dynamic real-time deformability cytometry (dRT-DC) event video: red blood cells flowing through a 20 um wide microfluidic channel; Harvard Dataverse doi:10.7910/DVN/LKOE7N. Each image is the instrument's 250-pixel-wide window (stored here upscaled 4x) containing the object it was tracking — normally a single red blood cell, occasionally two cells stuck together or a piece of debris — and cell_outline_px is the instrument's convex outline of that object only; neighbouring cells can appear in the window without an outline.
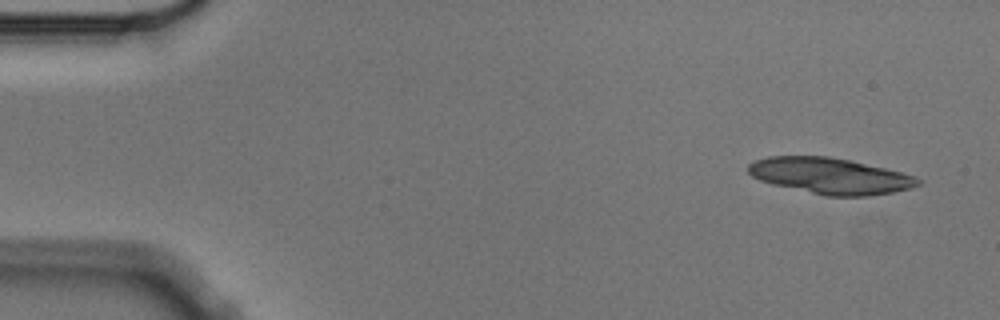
{"species": "Egyptian fruit bat (a non-hibernating species)", "species_latin": "Rousettus aegyptiacus", "temperature_condition": "cold", "stored_images_in_passage": 4, "camera_frame_rate_fps": 3000, "um_per_image_px": 0.085, "animal": {"sex": "male"}, "frame": {"image": 1, "passage_image": 1, "time_ms": 0.0, "image_size_px": [1000, 320], "cell_outline_px": [[924, 184], [912, 188], [892, 192], [868, 196], [828, 196], [772, 184], [760, 180], [752, 176], [748, 172], [748, 164], [756, 160], [768, 156], [828, 156], [848, 160], [884, 168], [916, 176]], "centroid_in_image_um": [70.58, 14.95], "position_along_channel_um": 14.4, "area_um2": 35.49}}